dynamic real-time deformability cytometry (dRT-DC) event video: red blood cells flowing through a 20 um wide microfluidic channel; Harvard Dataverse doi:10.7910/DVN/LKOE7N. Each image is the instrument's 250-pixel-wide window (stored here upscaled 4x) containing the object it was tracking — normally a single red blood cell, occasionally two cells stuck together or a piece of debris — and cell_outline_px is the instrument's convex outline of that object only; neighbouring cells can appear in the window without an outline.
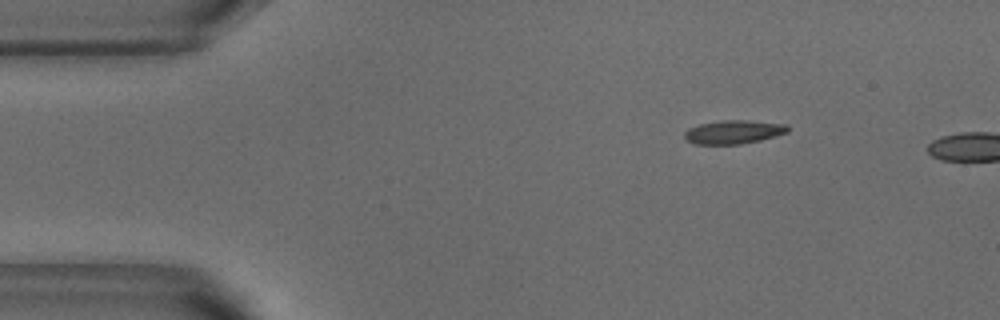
{"species": "common noctule bat (a hibernating species)", "species_latin": "Nyctalus noctula", "temperature_condition": "warm", "stored_images_in_passage": 3, "camera_frame_rate_fps": 3000, "um_per_image_px": 0.085, "animal": {"sex": "male", "body_mass_g": 18.8}, "frame": {"image": 1, "passage_image": 1, "time_ms": 0.0, "image_size_px": [1000, 320], "cell_outline_px": [[788, 132], [760, 140], [740, 144], [696, 144], [688, 140], [684, 136], [684, 132], [688, 128], [700, 124], [720, 120], [744, 120], [788, 124]], "centroid_in_image_um": [62.35, 11.21], "position_along_channel_um": 22.7, "area_um2": 14.1}}